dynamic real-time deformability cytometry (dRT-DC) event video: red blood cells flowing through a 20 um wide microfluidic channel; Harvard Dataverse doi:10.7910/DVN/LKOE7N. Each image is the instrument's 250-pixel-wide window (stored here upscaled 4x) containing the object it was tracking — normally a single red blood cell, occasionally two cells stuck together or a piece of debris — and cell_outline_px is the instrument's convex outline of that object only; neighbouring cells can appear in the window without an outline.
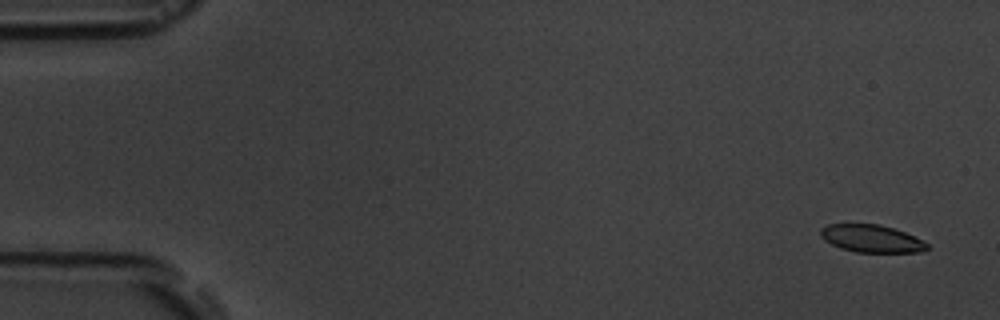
{"species": "common noctule bat (a hibernating species)", "species_latin": "Nyctalus noctula", "temperature_condition": "room temperature", "stored_images_in_passage": 5, "camera_frame_rate_fps": 3000, "um_per_image_px": 0.085, "animal": {"sex": "male", "body_mass_g": 19.5, "forearm_length_mm": 54.6}, "frame": {"image": 1, "passage_image": 1, "time_ms": 0.0, "image_size_px": [1000, 320], "cell_outline_px": [[928, 248], [920, 252], [856, 252], [840, 248], [824, 240], [820, 236], [820, 228], [828, 224], [880, 224], [904, 232], [928, 244]], "centroid_in_image_um": [74.02, 20.28], "position_along_channel_um": 11.0, "area_um2": 16.94}}
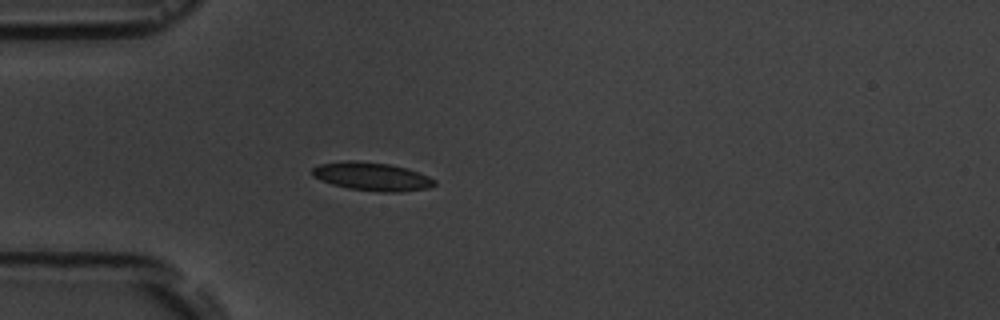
{"frame": {"image": 2, "passage_image": 5, "time_ms": 4.667, "image_size_px": [1000, 320], "cell_outline_px": [[436, 184], [428, 188], [400, 192], [380, 192], [348, 188], [332, 184], [320, 180], [312, 176], [312, 168], [320, 164], [344, 160], [356, 160], [388, 164], [408, 168], [428, 176], [436, 180]], "centroid_in_image_um": [31.61, 15.0], "position_along_channel_um": 53.4, "area_um2": 20.29}}